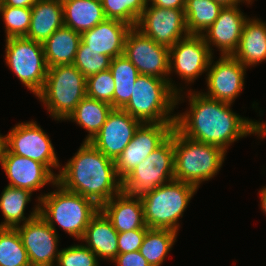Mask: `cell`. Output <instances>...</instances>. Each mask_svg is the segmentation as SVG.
I'll return each mask as SVG.
<instances>
[{
  "instance_id": "1",
  "label": "cell",
  "mask_w": 266,
  "mask_h": 266,
  "mask_svg": "<svg viewBox=\"0 0 266 266\" xmlns=\"http://www.w3.org/2000/svg\"><path fill=\"white\" fill-rule=\"evenodd\" d=\"M189 111L176 114L174 127L195 141L228 147L247 135L266 136V122L243 118L230 108L232 104L211 99L203 92L188 91Z\"/></svg>"
},
{
  "instance_id": "2",
  "label": "cell",
  "mask_w": 266,
  "mask_h": 266,
  "mask_svg": "<svg viewBox=\"0 0 266 266\" xmlns=\"http://www.w3.org/2000/svg\"><path fill=\"white\" fill-rule=\"evenodd\" d=\"M57 183L65 190L93 200L99 207L122 192L115 162L83 141L77 153L59 170Z\"/></svg>"
},
{
  "instance_id": "3",
  "label": "cell",
  "mask_w": 266,
  "mask_h": 266,
  "mask_svg": "<svg viewBox=\"0 0 266 266\" xmlns=\"http://www.w3.org/2000/svg\"><path fill=\"white\" fill-rule=\"evenodd\" d=\"M174 180L186 182L197 189L221 169L226 151L213 144L190 139L173 128Z\"/></svg>"
},
{
  "instance_id": "4",
  "label": "cell",
  "mask_w": 266,
  "mask_h": 266,
  "mask_svg": "<svg viewBox=\"0 0 266 266\" xmlns=\"http://www.w3.org/2000/svg\"><path fill=\"white\" fill-rule=\"evenodd\" d=\"M55 191L38 197L39 215L56 231L57 223L66 233L81 240L91 218L100 207L91 199L65 190L58 183Z\"/></svg>"
},
{
  "instance_id": "5",
  "label": "cell",
  "mask_w": 266,
  "mask_h": 266,
  "mask_svg": "<svg viewBox=\"0 0 266 266\" xmlns=\"http://www.w3.org/2000/svg\"><path fill=\"white\" fill-rule=\"evenodd\" d=\"M168 81L140 74L129 102L122 109L141 123H175L176 114L172 112L177 93Z\"/></svg>"
},
{
  "instance_id": "6",
  "label": "cell",
  "mask_w": 266,
  "mask_h": 266,
  "mask_svg": "<svg viewBox=\"0 0 266 266\" xmlns=\"http://www.w3.org/2000/svg\"><path fill=\"white\" fill-rule=\"evenodd\" d=\"M86 96V77L73 64L48 68L42 90L36 95L55 120H66Z\"/></svg>"
},
{
  "instance_id": "7",
  "label": "cell",
  "mask_w": 266,
  "mask_h": 266,
  "mask_svg": "<svg viewBox=\"0 0 266 266\" xmlns=\"http://www.w3.org/2000/svg\"><path fill=\"white\" fill-rule=\"evenodd\" d=\"M197 190L191 184L172 180L148 192L141 197L146 226L178 232V221Z\"/></svg>"
},
{
  "instance_id": "8",
  "label": "cell",
  "mask_w": 266,
  "mask_h": 266,
  "mask_svg": "<svg viewBox=\"0 0 266 266\" xmlns=\"http://www.w3.org/2000/svg\"><path fill=\"white\" fill-rule=\"evenodd\" d=\"M173 131L171 135L122 180L127 197L141 198L174 180Z\"/></svg>"
},
{
  "instance_id": "9",
  "label": "cell",
  "mask_w": 266,
  "mask_h": 266,
  "mask_svg": "<svg viewBox=\"0 0 266 266\" xmlns=\"http://www.w3.org/2000/svg\"><path fill=\"white\" fill-rule=\"evenodd\" d=\"M5 40L7 66L22 84L37 95L44 86L48 71L42 43L26 37H11Z\"/></svg>"
},
{
  "instance_id": "10",
  "label": "cell",
  "mask_w": 266,
  "mask_h": 266,
  "mask_svg": "<svg viewBox=\"0 0 266 266\" xmlns=\"http://www.w3.org/2000/svg\"><path fill=\"white\" fill-rule=\"evenodd\" d=\"M123 55L132 62L140 74L169 80V85L177 93L176 105L182 100L181 98H184L180 94L182 88H177L168 77L170 62L168 47L157 44L136 27H132L125 38Z\"/></svg>"
},
{
  "instance_id": "11",
  "label": "cell",
  "mask_w": 266,
  "mask_h": 266,
  "mask_svg": "<svg viewBox=\"0 0 266 266\" xmlns=\"http://www.w3.org/2000/svg\"><path fill=\"white\" fill-rule=\"evenodd\" d=\"M7 150L44 164L52 173L60 164L48 134L36 121L18 123L6 135ZM52 169V170H51Z\"/></svg>"
},
{
  "instance_id": "12",
  "label": "cell",
  "mask_w": 266,
  "mask_h": 266,
  "mask_svg": "<svg viewBox=\"0 0 266 266\" xmlns=\"http://www.w3.org/2000/svg\"><path fill=\"white\" fill-rule=\"evenodd\" d=\"M175 123H141L130 143L114 161L116 172L123 180L172 133Z\"/></svg>"
},
{
  "instance_id": "13",
  "label": "cell",
  "mask_w": 266,
  "mask_h": 266,
  "mask_svg": "<svg viewBox=\"0 0 266 266\" xmlns=\"http://www.w3.org/2000/svg\"><path fill=\"white\" fill-rule=\"evenodd\" d=\"M136 28L157 44L168 48L189 35L184 9L148 7V2Z\"/></svg>"
},
{
  "instance_id": "14",
  "label": "cell",
  "mask_w": 266,
  "mask_h": 266,
  "mask_svg": "<svg viewBox=\"0 0 266 266\" xmlns=\"http://www.w3.org/2000/svg\"><path fill=\"white\" fill-rule=\"evenodd\" d=\"M212 57L202 35L189 34L169 48V77L175 71L181 80L193 83L207 72Z\"/></svg>"
},
{
  "instance_id": "15",
  "label": "cell",
  "mask_w": 266,
  "mask_h": 266,
  "mask_svg": "<svg viewBox=\"0 0 266 266\" xmlns=\"http://www.w3.org/2000/svg\"><path fill=\"white\" fill-rule=\"evenodd\" d=\"M27 251L31 266H55L59 251L58 234L39 214L15 227Z\"/></svg>"
},
{
  "instance_id": "16",
  "label": "cell",
  "mask_w": 266,
  "mask_h": 266,
  "mask_svg": "<svg viewBox=\"0 0 266 266\" xmlns=\"http://www.w3.org/2000/svg\"><path fill=\"white\" fill-rule=\"evenodd\" d=\"M245 71L246 67L232 55L220 56L215 63L212 57L206 74L208 91L203 94L232 104L243 90Z\"/></svg>"
},
{
  "instance_id": "17",
  "label": "cell",
  "mask_w": 266,
  "mask_h": 266,
  "mask_svg": "<svg viewBox=\"0 0 266 266\" xmlns=\"http://www.w3.org/2000/svg\"><path fill=\"white\" fill-rule=\"evenodd\" d=\"M140 124L123 109H112L100 131L89 142L115 161L130 143Z\"/></svg>"
},
{
  "instance_id": "18",
  "label": "cell",
  "mask_w": 266,
  "mask_h": 266,
  "mask_svg": "<svg viewBox=\"0 0 266 266\" xmlns=\"http://www.w3.org/2000/svg\"><path fill=\"white\" fill-rule=\"evenodd\" d=\"M248 18L238 5L223 7L215 22L204 31L205 34H202L211 53H214L211 48L213 44L212 46L221 51V56L233 55L238 48L243 26Z\"/></svg>"
},
{
  "instance_id": "19",
  "label": "cell",
  "mask_w": 266,
  "mask_h": 266,
  "mask_svg": "<svg viewBox=\"0 0 266 266\" xmlns=\"http://www.w3.org/2000/svg\"><path fill=\"white\" fill-rule=\"evenodd\" d=\"M9 184L14 188L27 189L30 192L43 188L48 183L53 187L57 183V175L44 164L10 153L6 150L2 166Z\"/></svg>"
},
{
  "instance_id": "20",
  "label": "cell",
  "mask_w": 266,
  "mask_h": 266,
  "mask_svg": "<svg viewBox=\"0 0 266 266\" xmlns=\"http://www.w3.org/2000/svg\"><path fill=\"white\" fill-rule=\"evenodd\" d=\"M131 28L122 21L105 19L92 29L83 32L81 40L88 46V49H93L113 59L123 55L125 38Z\"/></svg>"
},
{
  "instance_id": "21",
  "label": "cell",
  "mask_w": 266,
  "mask_h": 266,
  "mask_svg": "<svg viewBox=\"0 0 266 266\" xmlns=\"http://www.w3.org/2000/svg\"><path fill=\"white\" fill-rule=\"evenodd\" d=\"M114 229L120 232L148 228L144 221L141 198L127 197L123 192L113 196L100 206Z\"/></svg>"
},
{
  "instance_id": "22",
  "label": "cell",
  "mask_w": 266,
  "mask_h": 266,
  "mask_svg": "<svg viewBox=\"0 0 266 266\" xmlns=\"http://www.w3.org/2000/svg\"><path fill=\"white\" fill-rule=\"evenodd\" d=\"M81 240L99 260L113 261L118 255V232L101 210L91 218Z\"/></svg>"
},
{
  "instance_id": "23",
  "label": "cell",
  "mask_w": 266,
  "mask_h": 266,
  "mask_svg": "<svg viewBox=\"0 0 266 266\" xmlns=\"http://www.w3.org/2000/svg\"><path fill=\"white\" fill-rule=\"evenodd\" d=\"M30 27L26 38L44 43L64 25L62 0H38L31 8Z\"/></svg>"
},
{
  "instance_id": "24",
  "label": "cell",
  "mask_w": 266,
  "mask_h": 266,
  "mask_svg": "<svg viewBox=\"0 0 266 266\" xmlns=\"http://www.w3.org/2000/svg\"><path fill=\"white\" fill-rule=\"evenodd\" d=\"M232 56L246 68L265 61L266 22L258 18H248L243 26L238 48Z\"/></svg>"
},
{
  "instance_id": "25",
  "label": "cell",
  "mask_w": 266,
  "mask_h": 266,
  "mask_svg": "<svg viewBox=\"0 0 266 266\" xmlns=\"http://www.w3.org/2000/svg\"><path fill=\"white\" fill-rule=\"evenodd\" d=\"M81 42V34L63 25L42 45L47 67L73 64Z\"/></svg>"
},
{
  "instance_id": "26",
  "label": "cell",
  "mask_w": 266,
  "mask_h": 266,
  "mask_svg": "<svg viewBox=\"0 0 266 266\" xmlns=\"http://www.w3.org/2000/svg\"><path fill=\"white\" fill-rule=\"evenodd\" d=\"M64 25L82 34L106 19L101 0H62Z\"/></svg>"
},
{
  "instance_id": "27",
  "label": "cell",
  "mask_w": 266,
  "mask_h": 266,
  "mask_svg": "<svg viewBox=\"0 0 266 266\" xmlns=\"http://www.w3.org/2000/svg\"><path fill=\"white\" fill-rule=\"evenodd\" d=\"M32 192L27 189L14 188L6 186L0 196V209L4 216V222H1L0 227L15 228L33 219L39 214V204H36L26 218L25 208L27 203L31 201Z\"/></svg>"
},
{
  "instance_id": "28",
  "label": "cell",
  "mask_w": 266,
  "mask_h": 266,
  "mask_svg": "<svg viewBox=\"0 0 266 266\" xmlns=\"http://www.w3.org/2000/svg\"><path fill=\"white\" fill-rule=\"evenodd\" d=\"M113 107L104 101L85 96L66 120L73 121L88 131L84 141L92 140L106 122Z\"/></svg>"
},
{
  "instance_id": "29",
  "label": "cell",
  "mask_w": 266,
  "mask_h": 266,
  "mask_svg": "<svg viewBox=\"0 0 266 266\" xmlns=\"http://www.w3.org/2000/svg\"><path fill=\"white\" fill-rule=\"evenodd\" d=\"M109 70L115 83L113 109H122L129 102L135 81L140 73L124 55L113 58Z\"/></svg>"
},
{
  "instance_id": "30",
  "label": "cell",
  "mask_w": 266,
  "mask_h": 266,
  "mask_svg": "<svg viewBox=\"0 0 266 266\" xmlns=\"http://www.w3.org/2000/svg\"><path fill=\"white\" fill-rule=\"evenodd\" d=\"M178 232L171 229L149 228L143 238L139 253L151 266H161L173 247Z\"/></svg>"
},
{
  "instance_id": "31",
  "label": "cell",
  "mask_w": 266,
  "mask_h": 266,
  "mask_svg": "<svg viewBox=\"0 0 266 266\" xmlns=\"http://www.w3.org/2000/svg\"><path fill=\"white\" fill-rule=\"evenodd\" d=\"M222 8L214 0H186L184 12L189 34H204L218 18Z\"/></svg>"
},
{
  "instance_id": "32",
  "label": "cell",
  "mask_w": 266,
  "mask_h": 266,
  "mask_svg": "<svg viewBox=\"0 0 266 266\" xmlns=\"http://www.w3.org/2000/svg\"><path fill=\"white\" fill-rule=\"evenodd\" d=\"M0 266H31L16 228L0 227Z\"/></svg>"
},
{
  "instance_id": "33",
  "label": "cell",
  "mask_w": 266,
  "mask_h": 266,
  "mask_svg": "<svg viewBox=\"0 0 266 266\" xmlns=\"http://www.w3.org/2000/svg\"><path fill=\"white\" fill-rule=\"evenodd\" d=\"M106 19L119 20L136 27L147 0H101Z\"/></svg>"
},
{
  "instance_id": "34",
  "label": "cell",
  "mask_w": 266,
  "mask_h": 266,
  "mask_svg": "<svg viewBox=\"0 0 266 266\" xmlns=\"http://www.w3.org/2000/svg\"><path fill=\"white\" fill-rule=\"evenodd\" d=\"M111 60L112 58L107 55L88 49V46L81 40L73 65L87 78L108 70Z\"/></svg>"
},
{
  "instance_id": "35",
  "label": "cell",
  "mask_w": 266,
  "mask_h": 266,
  "mask_svg": "<svg viewBox=\"0 0 266 266\" xmlns=\"http://www.w3.org/2000/svg\"><path fill=\"white\" fill-rule=\"evenodd\" d=\"M31 8L0 6V15L5 23L6 39L25 37L30 27Z\"/></svg>"
},
{
  "instance_id": "36",
  "label": "cell",
  "mask_w": 266,
  "mask_h": 266,
  "mask_svg": "<svg viewBox=\"0 0 266 266\" xmlns=\"http://www.w3.org/2000/svg\"><path fill=\"white\" fill-rule=\"evenodd\" d=\"M114 90L115 83L109 69L86 78V96L107 102L112 107Z\"/></svg>"
},
{
  "instance_id": "37",
  "label": "cell",
  "mask_w": 266,
  "mask_h": 266,
  "mask_svg": "<svg viewBox=\"0 0 266 266\" xmlns=\"http://www.w3.org/2000/svg\"><path fill=\"white\" fill-rule=\"evenodd\" d=\"M98 258L85 244L71 245L59 251L55 266H99Z\"/></svg>"
},
{
  "instance_id": "38",
  "label": "cell",
  "mask_w": 266,
  "mask_h": 266,
  "mask_svg": "<svg viewBox=\"0 0 266 266\" xmlns=\"http://www.w3.org/2000/svg\"><path fill=\"white\" fill-rule=\"evenodd\" d=\"M148 229L141 228L118 233V254L139 251Z\"/></svg>"
},
{
  "instance_id": "39",
  "label": "cell",
  "mask_w": 266,
  "mask_h": 266,
  "mask_svg": "<svg viewBox=\"0 0 266 266\" xmlns=\"http://www.w3.org/2000/svg\"><path fill=\"white\" fill-rule=\"evenodd\" d=\"M112 262L116 266H151L139 251L118 254Z\"/></svg>"
},
{
  "instance_id": "40",
  "label": "cell",
  "mask_w": 266,
  "mask_h": 266,
  "mask_svg": "<svg viewBox=\"0 0 266 266\" xmlns=\"http://www.w3.org/2000/svg\"><path fill=\"white\" fill-rule=\"evenodd\" d=\"M148 5H153L159 8L170 9H185L186 0H147Z\"/></svg>"
},
{
  "instance_id": "41",
  "label": "cell",
  "mask_w": 266,
  "mask_h": 266,
  "mask_svg": "<svg viewBox=\"0 0 266 266\" xmlns=\"http://www.w3.org/2000/svg\"><path fill=\"white\" fill-rule=\"evenodd\" d=\"M38 0H0V6L32 8Z\"/></svg>"
},
{
  "instance_id": "42",
  "label": "cell",
  "mask_w": 266,
  "mask_h": 266,
  "mask_svg": "<svg viewBox=\"0 0 266 266\" xmlns=\"http://www.w3.org/2000/svg\"><path fill=\"white\" fill-rule=\"evenodd\" d=\"M7 150V139L6 135L3 136L0 134V164L3 166L4 156Z\"/></svg>"
},
{
  "instance_id": "43",
  "label": "cell",
  "mask_w": 266,
  "mask_h": 266,
  "mask_svg": "<svg viewBox=\"0 0 266 266\" xmlns=\"http://www.w3.org/2000/svg\"><path fill=\"white\" fill-rule=\"evenodd\" d=\"M218 3H220L223 7L225 6H240V3H248L250 4V2L252 3V0H214Z\"/></svg>"
},
{
  "instance_id": "44",
  "label": "cell",
  "mask_w": 266,
  "mask_h": 266,
  "mask_svg": "<svg viewBox=\"0 0 266 266\" xmlns=\"http://www.w3.org/2000/svg\"><path fill=\"white\" fill-rule=\"evenodd\" d=\"M261 210L266 214V187H263L260 191Z\"/></svg>"
}]
</instances>
